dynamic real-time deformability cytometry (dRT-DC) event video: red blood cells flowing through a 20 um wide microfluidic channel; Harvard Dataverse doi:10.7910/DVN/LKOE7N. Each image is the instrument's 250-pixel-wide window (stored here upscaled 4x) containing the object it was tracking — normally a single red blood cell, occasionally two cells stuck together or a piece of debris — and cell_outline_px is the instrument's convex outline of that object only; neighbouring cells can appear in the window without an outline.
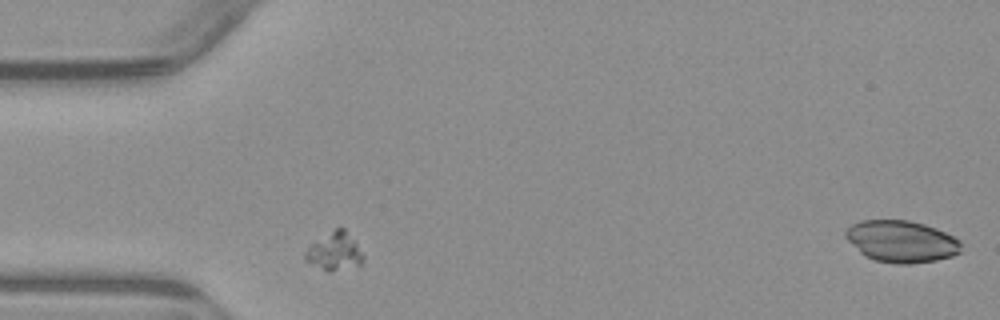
{"species": "common noctule bat (a hibernating species)", "species_latin": "Nyctalus noctula", "temperature_condition": "warm", "stored_images_in_passage": 2, "segment_of_instrument_passage": [1, 2], "camera_frame_rate_fps": 3000, "um_per_image_px": 0.085, "animal": {"sex": "male", "body_mass_g": 23.1, "forearm_length_mm": 52.7}, "frame": {"image": 1, "passage_image": 1, "time_ms": 0.0, "image_size_px": [1000, 320], "cell_outline_px": [[364, 260], [360, 264], [332, 272], [328, 272], [304, 260], [304, 252], [312, 244], [336, 228], [344, 228], [356, 244], [364, 256]], "centroid_in_image_um": [28.42, 21.41], "position_along_channel_um": 56.6, "area_um2": 12.43}}